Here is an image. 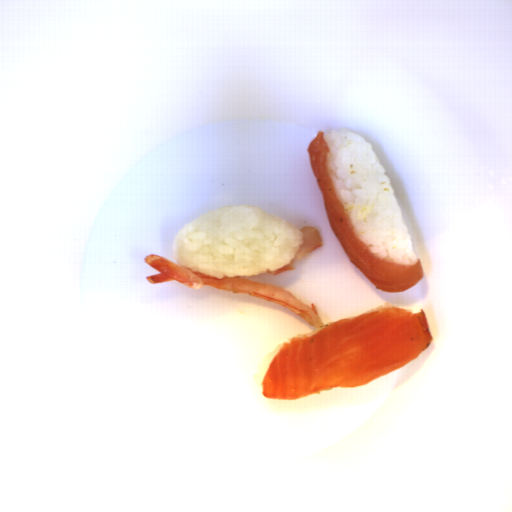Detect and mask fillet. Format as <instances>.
I'll list each match as a JSON object with an SVG mask.
<instances>
[{"label":"fillet","mask_w":512,"mask_h":512,"mask_svg":"<svg viewBox=\"0 0 512 512\" xmlns=\"http://www.w3.org/2000/svg\"><path fill=\"white\" fill-rule=\"evenodd\" d=\"M432 341L425 310L388 306L339 319L284 343L262 380V395L295 400L331 387L362 386L404 367Z\"/></svg>","instance_id":"fillet-1"},{"label":"fillet","mask_w":512,"mask_h":512,"mask_svg":"<svg viewBox=\"0 0 512 512\" xmlns=\"http://www.w3.org/2000/svg\"><path fill=\"white\" fill-rule=\"evenodd\" d=\"M330 150L323 131H318L306 152L311 172L320 188L328 222L347 259L383 292L397 294L408 290L419 283L424 276L420 260L418 259L415 264L383 262L363 243L339 202L329 170Z\"/></svg>","instance_id":"fillet-2"}]
</instances>
